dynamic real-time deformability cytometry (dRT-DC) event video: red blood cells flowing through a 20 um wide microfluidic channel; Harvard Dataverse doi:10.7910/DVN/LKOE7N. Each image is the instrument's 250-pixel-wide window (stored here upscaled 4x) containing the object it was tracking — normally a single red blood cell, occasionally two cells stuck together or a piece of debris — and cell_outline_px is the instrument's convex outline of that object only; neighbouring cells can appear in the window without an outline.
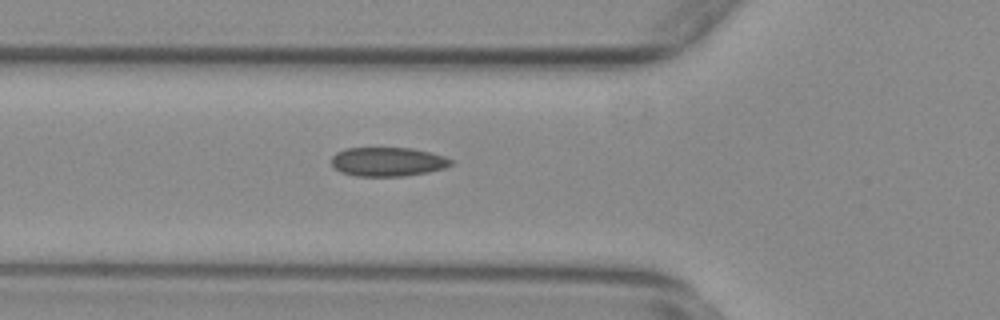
{"species": "common noctule bat (a hibernating species)", "species_latin": "Nyctalus noctula", "temperature_condition": "warm", "stored_images_in_passage": 54, "camera_frame_rate_fps": 3000, "um_per_image_px": 0.085, "animal": {"sex": "female", "body_mass_g": 29.2, "forearm_length_mm": 56.3}, "frame": {"image": 1, "passage_image": 18, "time_ms": 5.667, "image_size_px": [1000, 320], "cell_outline_px": [[452, 164], [444, 168], [428, 172], [404, 176], [356, 176], [340, 172], [332, 164], [332, 156], [336, 152], [348, 148], [412, 148], [444, 156], [452, 160]], "centroid_in_image_um": [32.95, 13.75], "position_along_channel_um": 92.9, "area_um2": 20.11}}
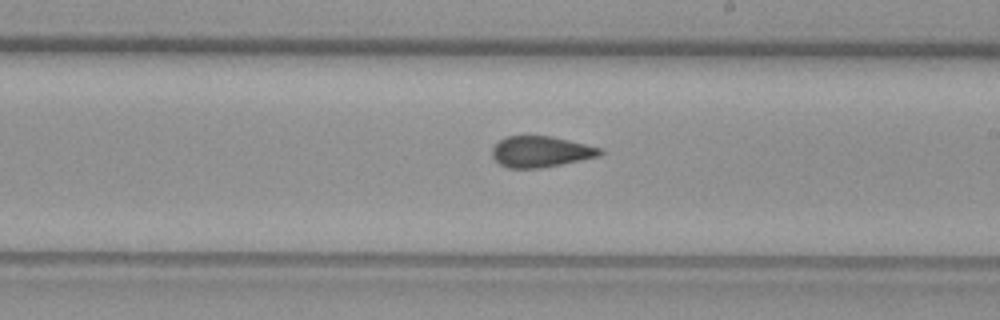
{"frame": {"image": 2, "passage_image": 30, "time_ms": 9.667, "image_size_px": [1000, 320], "cell_outline_px": [[604, 152], [600, 156], [540, 168], [508, 168], [500, 164], [492, 156], [492, 148], [504, 136], [552, 136], [604, 148]], "centroid_in_image_um": [45.99, 12.88], "position_along_channel_um": 243.0, "area_um2": 19.54}}
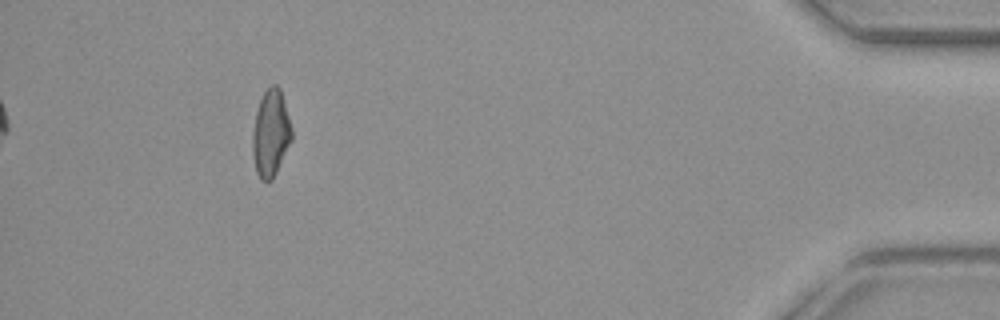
{"frame": {"image": 3, "passage_image": 49, "time_ms": 16.0, "image_size_px": [1000, 320], "cell_outline_px": [[292, 140], [272, 180], [260, 180], [256, 172], [252, 152], [252, 132], [256, 112], [260, 100], [264, 92], [272, 84], [276, 84], [280, 88], [292, 128]], "centroid_in_image_um": [23.01, 11.33], "position_along_channel_um": 412.2, "area_um2": 19.77}, "authors_computed_cell_mechanics": {"area_um2": 19.9699, "velocity_mm_per_s": 3.7477, "shape_relaxation_time_tau1_ms": null, "shape_relaxation_time_tau2_ms": 1.337, "deformation_change_tau1": null, "deformation_change_tau2": 0.0693}}